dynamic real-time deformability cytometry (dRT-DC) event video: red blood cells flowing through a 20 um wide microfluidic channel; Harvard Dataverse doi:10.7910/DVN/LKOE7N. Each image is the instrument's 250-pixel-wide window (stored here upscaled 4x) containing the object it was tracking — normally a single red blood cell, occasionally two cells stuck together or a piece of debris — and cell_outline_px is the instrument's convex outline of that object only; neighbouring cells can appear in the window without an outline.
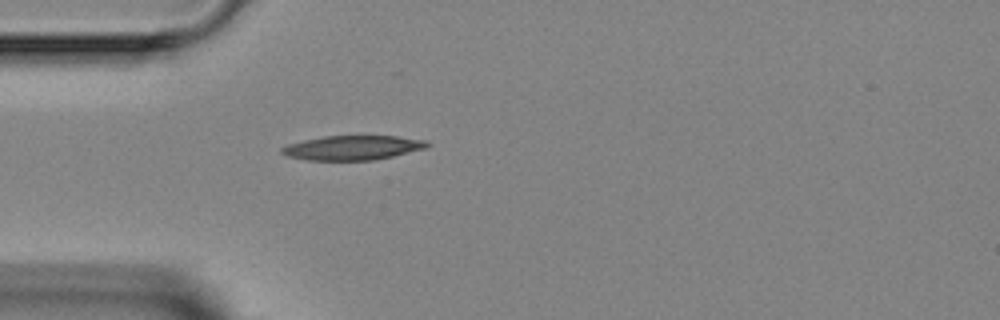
{"species": "Egyptian fruit bat (a non-hibernating species)", "species_latin": "Rousettus aegyptiacus", "temperature_condition": "room temperature", "stored_images_in_passage": 1, "camera_frame_rate_fps": 3000, "um_per_image_px": 0.085, "animal": {"sex": "female"}, "frame": {"image": 1, "passage_image": 1, "time_ms": 0.0, "image_size_px": [1000, 320], "cell_outline_px": [[432, 144], [428, 148], [392, 156], [372, 160], [308, 160], [288, 156], [280, 152], [280, 148], [288, 144], [304, 140], [324, 136], [396, 136], [428, 140]], "centroid_in_image_um": [30.02, 12.55], "position_along_channel_um": 55.0, "area_um2": 20.75}}